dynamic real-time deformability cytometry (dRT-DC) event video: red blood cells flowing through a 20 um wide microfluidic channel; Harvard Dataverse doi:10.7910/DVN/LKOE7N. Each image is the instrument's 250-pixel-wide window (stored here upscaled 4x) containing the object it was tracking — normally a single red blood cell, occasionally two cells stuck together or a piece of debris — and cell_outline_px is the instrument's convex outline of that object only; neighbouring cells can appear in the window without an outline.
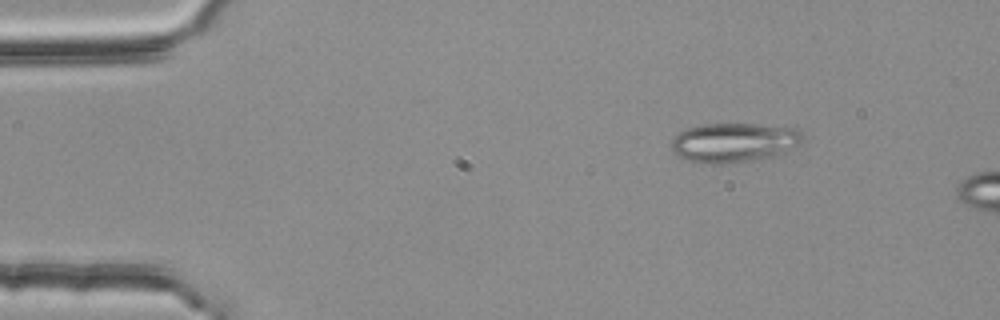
{"species": "common noctule bat (a hibernating species)", "species_latin": "Nyctalus noctula", "temperature_condition": "room temperature", "stored_images_in_passage": 3, "camera_frame_rate_fps": 3000, "um_per_image_px": 0.085, "animal": {"sex": "female", "body_mass_g": 25.1}, "frame": {"image": 1, "passage_image": 2, "time_ms": 0.333, "image_size_px": [1000, 320], "cell_outline_px": [[804, 144], [764, 160], [716, 164], [704, 164], [688, 160], [676, 156], [672, 152], [668, 144], [680, 132], [688, 128], [704, 124], [756, 124], [800, 128], [804, 136]], "centroid_in_image_um": [62.43, 12.13], "position_along_channel_um": 22.6, "area_um2": 30.98}}